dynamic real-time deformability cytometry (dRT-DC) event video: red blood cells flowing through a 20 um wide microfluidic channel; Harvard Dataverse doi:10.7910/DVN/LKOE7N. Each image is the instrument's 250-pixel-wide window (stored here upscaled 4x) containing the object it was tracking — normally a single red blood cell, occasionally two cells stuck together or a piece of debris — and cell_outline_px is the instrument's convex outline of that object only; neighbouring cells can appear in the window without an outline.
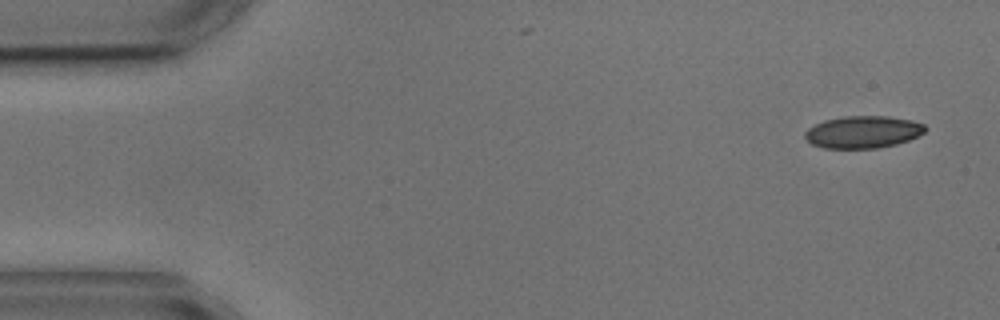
{"species": "common noctule bat (a hibernating species)", "species_latin": "Nyctalus noctula", "temperature_condition": "cold", "stored_images_in_passage": 4, "camera_frame_rate_fps": 3000, "um_per_image_px": 0.085, "animal": {"sex": "male", "body_mass_g": 17.9, "forearm_length_mm": 54.2}, "frame": {"image": 1, "passage_image": 1, "time_ms": 0.0, "image_size_px": [1000, 320], "cell_outline_px": [[928, 128], [924, 132], [908, 140], [896, 144], [876, 148], [824, 148], [812, 144], [804, 136], [804, 132], [808, 128], [824, 120], [844, 116], [888, 116], [912, 120], [924, 124]], "centroid_in_image_um": [73.35, 11.21], "position_along_channel_um": 11.6, "area_um2": 22.54}}
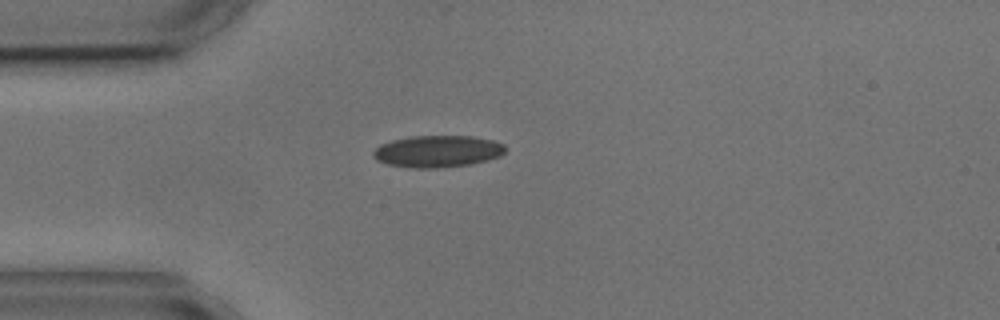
{"frame": {"image": 2, "passage_image": 4, "time_ms": 3.667, "image_size_px": [1000, 320], "cell_outline_px": [[504, 152], [500, 156], [488, 160], [468, 164], [436, 168], [408, 168], [388, 164], [376, 160], [372, 156], [372, 152], [380, 144], [392, 140], [412, 136], [472, 136], [492, 140], [504, 144]], "centroid_in_image_um": [37.15, 12.86], "position_along_channel_um": 47.8, "area_um2": 24.51}}